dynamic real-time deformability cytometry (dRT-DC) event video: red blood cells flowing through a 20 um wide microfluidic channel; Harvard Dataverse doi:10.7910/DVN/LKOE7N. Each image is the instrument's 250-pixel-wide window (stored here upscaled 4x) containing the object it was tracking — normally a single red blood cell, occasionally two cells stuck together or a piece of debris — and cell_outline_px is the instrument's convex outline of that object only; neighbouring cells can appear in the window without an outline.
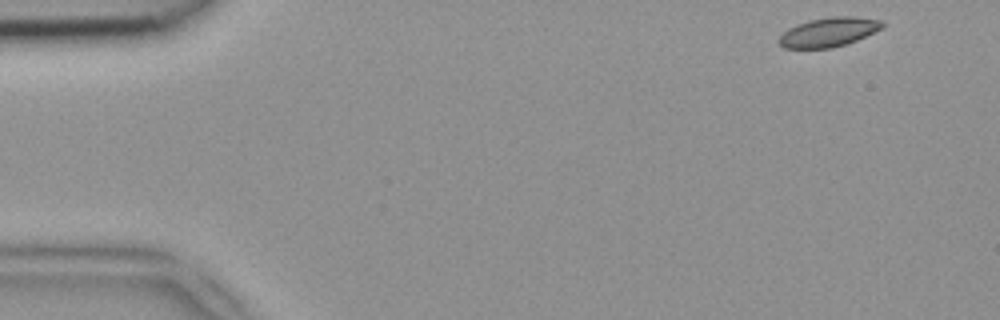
{"species": "common noctule bat (a hibernating species)", "species_latin": "Nyctalus noctula", "temperature_condition": "room temperature", "stored_images_in_passage": 47, "camera_frame_rate_fps": 3000, "um_per_image_px": 0.085, "animal": {"sex": "female", "body_mass_g": 18.4}, "frame": {"image": 1, "passage_image": 1, "time_ms": 0.0, "image_size_px": [1000, 320], "cell_outline_px": [[884, 28], [848, 44], [832, 48], [784, 48], [776, 40], [788, 28], [796, 24], [808, 20], [832, 16], [856, 16], [880, 20], [884, 24]], "centroid_in_image_um": [70.45, 2.72], "position_along_channel_um": 14.6, "area_um2": 17.86}}
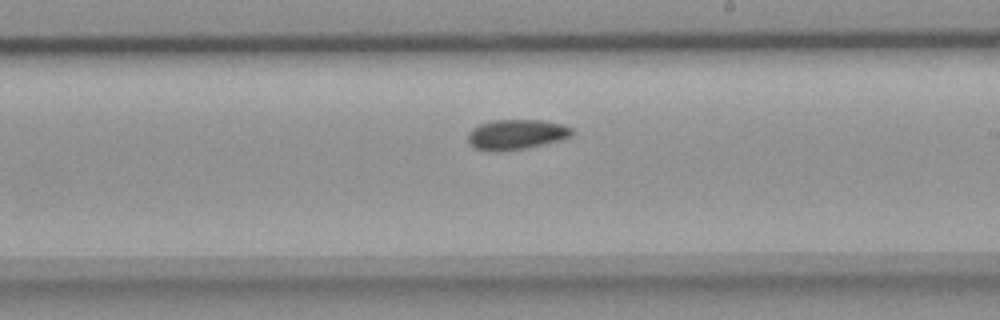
{"frame": {"image": 2, "passage_image": 26, "time_ms": 8.333, "image_size_px": [1000, 320], "cell_outline_px": [[572, 136], [560, 140], [524, 148], [500, 152], [484, 152], [472, 148], [468, 140], [468, 136], [472, 128], [480, 124], [492, 120], [540, 120], [560, 124], [572, 128]], "centroid_in_image_um": [43.82, 11.45], "position_along_channel_um": 245.2, "area_um2": 18.32}}
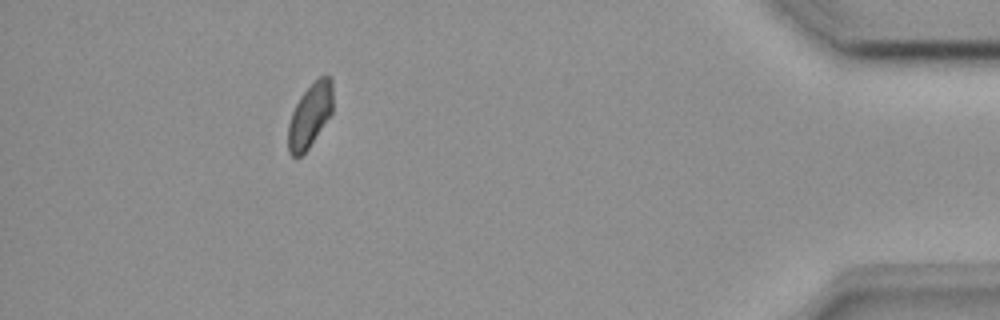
{"frame": {"image": 3, "passage_image": 42, "time_ms": 13.667, "image_size_px": [1000, 320], "cell_outline_px": [[332, 112], [308, 148], [300, 156], [292, 156], [288, 152], [288, 124], [292, 112], [300, 96], [320, 76], [328, 76], [332, 80]], "centroid_in_image_um": [26.33, 9.82], "position_along_channel_um": 408.9, "area_um2": 16.3}}